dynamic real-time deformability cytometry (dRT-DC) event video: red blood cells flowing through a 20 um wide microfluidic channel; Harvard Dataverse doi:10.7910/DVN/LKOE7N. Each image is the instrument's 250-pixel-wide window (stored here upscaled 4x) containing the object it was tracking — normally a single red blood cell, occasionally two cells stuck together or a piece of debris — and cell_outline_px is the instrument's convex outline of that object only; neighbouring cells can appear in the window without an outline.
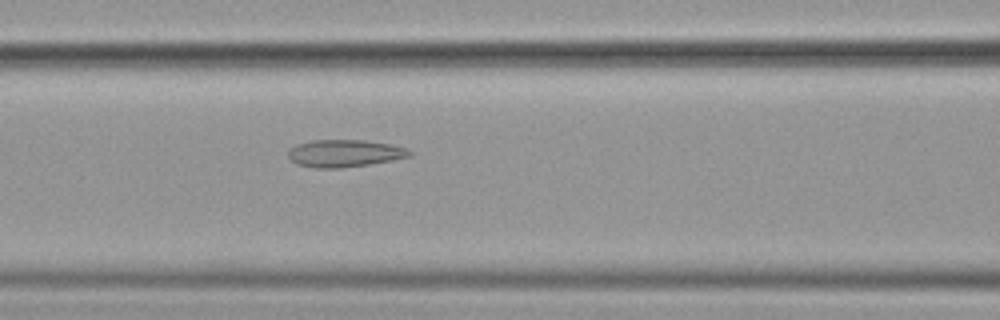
{"species": "common noctule bat (a hibernating species)", "species_latin": "Nyctalus noctula", "temperature_condition": "cold", "stored_images_in_passage": 57, "camera_frame_rate_fps": 3000, "um_per_image_px": 0.085, "animal": {"sex": "female", "body_mass_g": 19.9}, "frame": {"image": 1, "passage_image": 25, "time_ms": 8.0, "image_size_px": [1000, 320], "cell_outline_px": [[412, 156], [392, 160], [368, 164], [340, 168], [312, 168], [296, 164], [288, 156], [288, 148], [296, 144], [312, 140], [364, 140], [388, 144], [404, 148], [412, 152]], "centroid_in_image_um": [29.23, 13.03], "position_along_channel_um": 137.4, "area_um2": 19.31}}
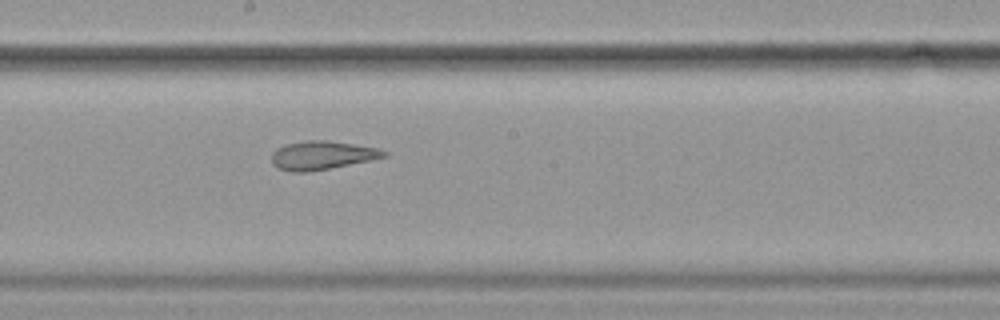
{"frame": {"image": 2, "passage_image": 32, "time_ms": 10.333, "image_size_px": [1000, 320], "cell_outline_px": [[388, 156], [328, 168], [304, 172], [292, 172], [276, 168], [272, 164], [272, 152], [276, 148], [284, 144], [304, 140], [328, 140], [380, 148], [388, 152]], "centroid_in_image_um": [27.33, 13.18], "position_along_channel_um": 220.9, "area_um2": 18.73}}
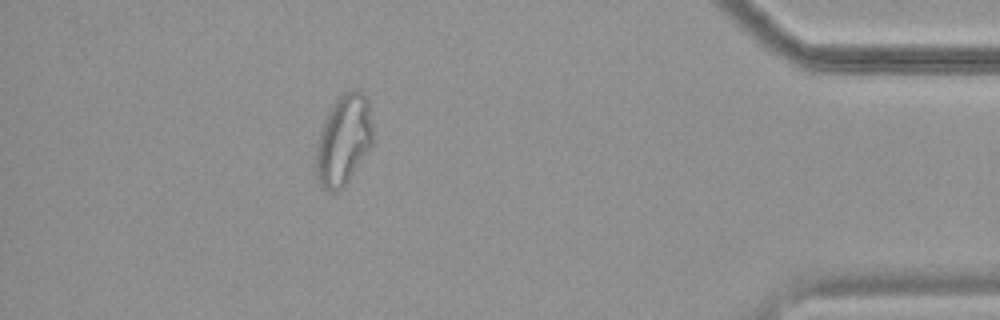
{"frame": {"image": 3, "passage_image": 51, "time_ms": 16.667, "image_size_px": [1000, 320], "cell_outline_px": [[372, 144], [348, 180], [336, 192], [328, 192], [324, 188], [316, 176], [316, 144], [324, 120], [336, 96], [344, 92], [364, 92], [368, 100], [372, 128]], "centroid_in_image_um": [29.18, 11.88], "position_along_channel_um": 406.0, "area_um2": 29.54}, "authors_computed_cell_mechanics": {"area_um2": 24.276, "velocity_mm_per_s": 3.5937, "shape_relaxation_time_tau1_ms": null, "shape_relaxation_time_tau2_ms": 2.074, "deformation_change_tau1": null, "deformation_change_tau2": 0.1015}}